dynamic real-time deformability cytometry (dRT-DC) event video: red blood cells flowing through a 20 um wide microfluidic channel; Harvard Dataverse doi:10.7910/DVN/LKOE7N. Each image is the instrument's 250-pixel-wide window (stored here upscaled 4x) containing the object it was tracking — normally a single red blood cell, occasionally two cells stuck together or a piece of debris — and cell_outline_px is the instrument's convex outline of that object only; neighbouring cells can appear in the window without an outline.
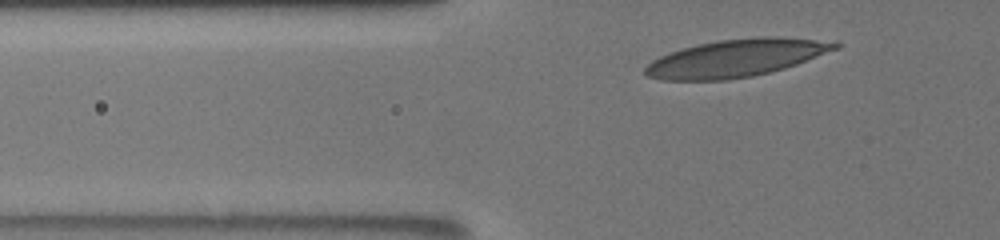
{"species": "human", "species_latin": "Homo sapiens", "temperature_condition": "room temperature", "stored_images_in_passage": 35, "camera_frame_rate_fps": 3000, "um_per_image_px": 0.085, "donor": {"sex": "male"}, "frame": {"image": 1, "passage_image": 5, "time_ms": 1.333, "image_size_px": [1000, 240], "cell_outline_px": [[840, 48], [796, 64], [784, 68], [752, 76], [728, 80], [660, 80], [648, 76], [644, 72], [644, 68], [652, 60], [668, 52], [700, 44], [720, 40], [760, 36], [780, 36], [840, 40]], "centroid_in_image_um": [62.66, 4.91], "position_along_channel_um": 63.1, "area_um2": 41.91}}
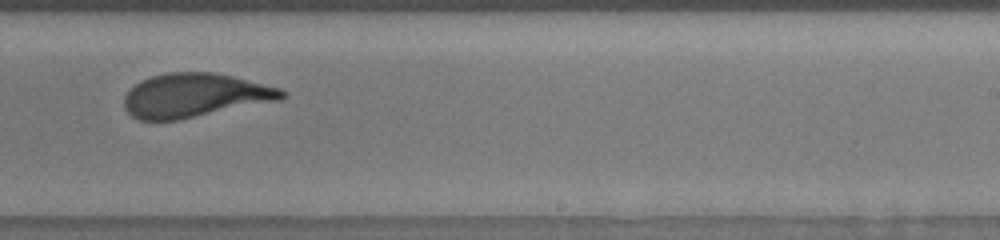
{"frame": {"image": 2, "passage_image": 23, "time_ms": 7.333, "image_size_px": [1000, 240], "cell_outline_px": [[288, 96], [280, 100], [180, 120], [140, 120], [132, 116], [124, 108], [124, 96], [140, 80], [152, 76], [168, 72], [216, 72], [280, 88], [288, 92]], "centroid_in_image_um": [16.58, 8.11], "position_along_channel_um": 272.4, "area_um2": 40.46}}
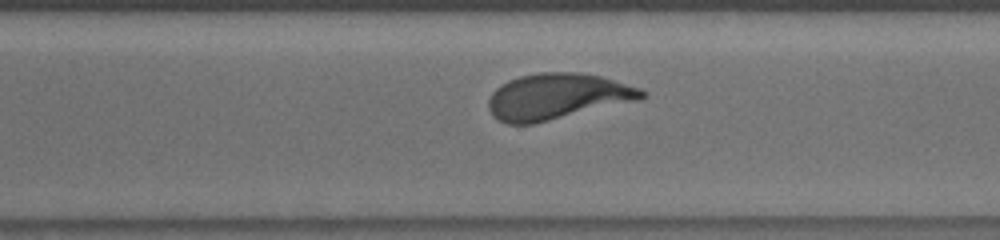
{"frame": {"image": 3, "passage_image": 27, "time_ms": 8.667, "image_size_px": [1000, 240], "cell_outline_px": [[648, 96], [636, 100], [532, 124], [508, 124], [492, 116], [488, 108], [488, 100], [492, 92], [496, 88], [508, 80], [520, 76], [540, 72], [576, 72], [600, 76], [640, 88], [648, 92]], "centroid_in_image_um": [47.33, 8.19], "position_along_channel_um": 323.3, "area_um2": 40.69}, "authors_computed_cell_mechanics": {"area_um2": 40.8646, "velocity_mm_per_s": 3.8103, "shape_relaxation_time_tau1_ms": 3.7955, "shape_relaxation_time_tau2_ms": 0.7787, "deformation_change_tau1": 0.18, "deformation_change_tau2": 0.0722}}